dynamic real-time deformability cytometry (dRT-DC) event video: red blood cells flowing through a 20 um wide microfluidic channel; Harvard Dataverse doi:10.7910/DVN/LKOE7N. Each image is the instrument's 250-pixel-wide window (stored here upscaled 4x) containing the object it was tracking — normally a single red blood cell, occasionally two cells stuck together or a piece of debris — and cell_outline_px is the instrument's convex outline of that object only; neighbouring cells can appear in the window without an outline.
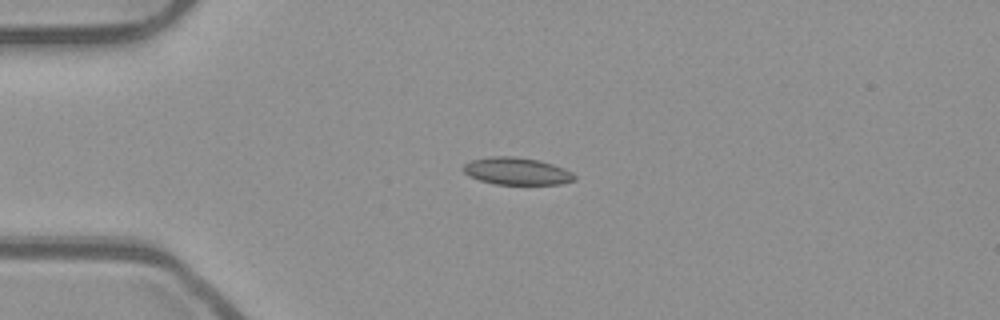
{"species": "common noctule bat (a hibernating species)", "species_latin": "Nyctalus noctula", "temperature_condition": "room temperature", "stored_images_in_passage": 53, "camera_frame_rate_fps": 3000, "um_per_image_px": 0.085, "animal": {"sex": "male", "body_mass_g": 23.1, "forearm_length_mm": 52.7}, "frame": {"image": 1, "passage_image": 13, "time_ms": 4.0, "image_size_px": [1000, 320], "cell_outline_px": [[576, 180], [560, 184], [496, 184], [480, 180], [468, 176], [464, 172], [464, 164], [472, 160], [492, 156], [512, 156], [540, 160], [564, 168], [572, 172], [576, 176]], "centroid_in_image_um": [43.95, 14.55], "position_along_channel_um": 41.1, "area_um2": 17.63}}
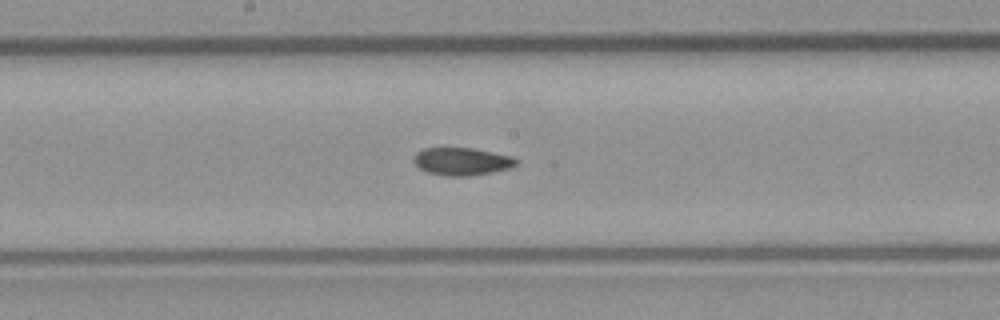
{"frame": {"image": 2, "passage_image": 28, "time_ms": 9.0, "image_size_px": [1000, 320], "cell_outline_px": [[520, 160], [512, 168], [492, 172], [468, 176], [444, 176], [428, 172], [420, 168], [412, 160], [416, 152], [424, 148], [472, 148], [512, 156]], "centroid_in_image_um": [39.27, 13.72], "position_along_channel_um": 208.9, "area_um2": 16.59}}
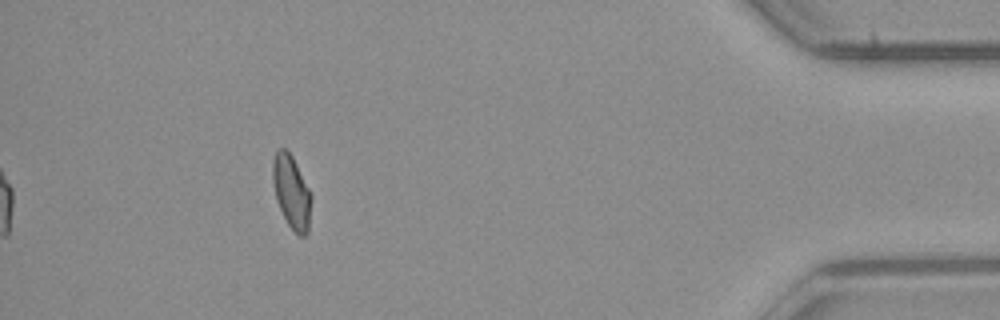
{"frame": {"image": 3, "passage_image": 48, "time_ms": 15.667, "image_size_px": [1000, 320], "cell_outline_px": [[312, 200], [308, 232], [304, 236], [300, 236], [288, 224], [276, 200], [272, 180], [272, 164], [276, 152], [280, 148], [284, 148], [292, 156], [312, 192]], "centroid_in_image_um": [24.8, 16.31], "position_along_channel_um": 410.4, "area_um2": 16.53}, "authors_computed_cell_mechanics": {"area_um2": 16.8198, "velocity_mm_per_s": 3.9157, "shape_relaxation_time_tau1_ms": null, "shape_relaxation_time_tau2_ms": 3.0109, "deformation_change_tau1": null, "deformation_change_tau2": 0.0759}}